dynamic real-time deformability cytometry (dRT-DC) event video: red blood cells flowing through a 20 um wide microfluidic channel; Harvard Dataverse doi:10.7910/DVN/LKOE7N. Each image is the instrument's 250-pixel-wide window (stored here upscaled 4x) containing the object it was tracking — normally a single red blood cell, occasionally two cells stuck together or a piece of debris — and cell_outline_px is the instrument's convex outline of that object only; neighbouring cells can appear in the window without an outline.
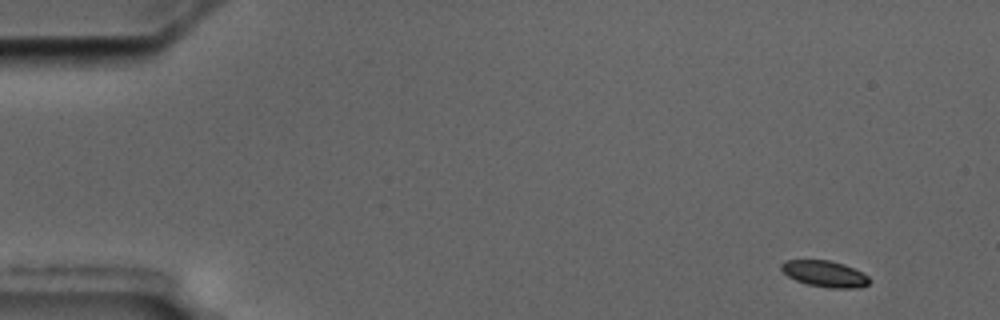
{"species": "common noctule bat (a hibernating species)", "species_latin": "Nyctalus noctula", "temperature_condition": "cold", "stored_images_in_passage": 4, "camera_frame_rate_fps": 3000, "um_per_image_px": 0.085, "animal": {"sex": "male", "body_mass_g": 17.5, "forearm_length_mm": 52.3}, "frame": {"image": 1, "passage_image": 1, "time_ms": 0.0, "image_size_px": [1000, 320], "cell_outline_px": [[868, 284], [860, 288], [828, 288], [808, 284], [796, 280], [788, 276], [780, 268], [780, 264], [784, 260], [828, 260], [844, 264], [868, 276]], "centroid_in_image_um": [70.07, 23.27], "position_along_channel_um": 14.9, "area_um2": 13.35}}
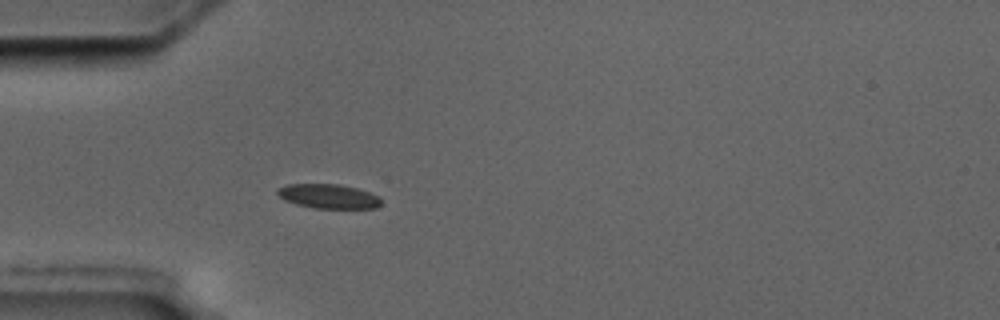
{"frame": {"image": 2, "passage_image": 4, "time_ms": 4.333, "image_size_px": [1000, 320], "cell_outline_px": [[380, 204], [376, 208], [316, 208], [296, 204], [284, 200], [276, 192], [276, 188], [288, 184], [340, 184], [356, 188], [380, 196]], "centroid_in_image_um": [27.9, 16.68], "position_along_channel_um": 57.1, "area_um2": 14.68}}